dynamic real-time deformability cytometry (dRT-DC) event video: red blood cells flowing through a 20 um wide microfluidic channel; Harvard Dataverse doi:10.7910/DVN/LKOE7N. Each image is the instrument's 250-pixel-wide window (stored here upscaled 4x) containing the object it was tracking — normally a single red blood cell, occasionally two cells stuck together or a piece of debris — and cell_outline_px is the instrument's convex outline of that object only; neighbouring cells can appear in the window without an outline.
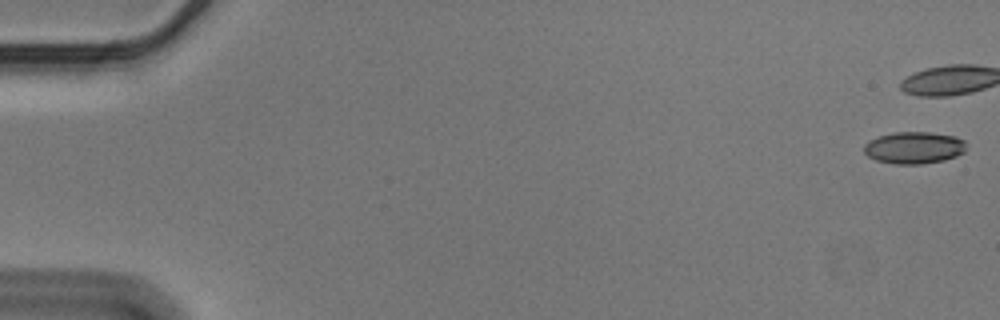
{"species": "Egyptian fruit bat (a non-hibernating species)", "species_latin": "Rousettus aegyptiacus", "temperature_condition": "cold", "stored_images_in_passage": 45, "camera_frame_rate_fps": 3000, "um_per_image_px": 0.085, "animal": {"sex": "male"}, "frame": {"image": 1, "passage_image": 1, "time_ms": 0.0, "image_size_px": [1000, 320], "cell_outline_px": [[964, 152], [956, 156], [944, 160], [920, 164], [896, 164], [876, 160], [868, 156], [864, 152], [864, 144], [868, 140], [892, 132], [928, 132], [956, 136], [964, 140]], "centroid_in_image_um": [77.67, 12.55], "position_along_channel_um": 7.3, "area_um2": 19.02}}